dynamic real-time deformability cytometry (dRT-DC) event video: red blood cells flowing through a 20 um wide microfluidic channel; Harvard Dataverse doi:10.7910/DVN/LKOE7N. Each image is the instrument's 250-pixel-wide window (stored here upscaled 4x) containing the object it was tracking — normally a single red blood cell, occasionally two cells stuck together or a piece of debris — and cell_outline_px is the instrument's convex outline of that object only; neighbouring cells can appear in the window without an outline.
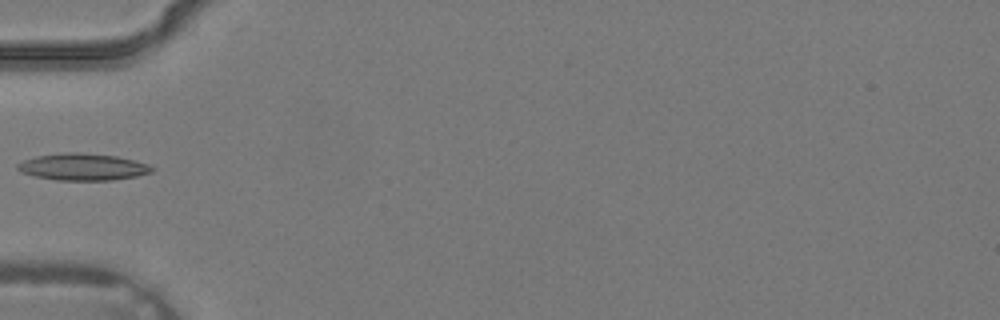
{"species": "common noctule bat (a hibernating species)", "species_latin": "Nyctalus noctula", "temperature_condition": "warm", "stored_images_in_passage": 4, "camera_frame_rate_fps": 3000, "um_per_image_px": 0.085, "animal": {"sex": "male", "body_mass_g": 19.2, "forearm_length_mm": 51.8}, "frame": {"image": 1, "passage_image": 4, "time_ms": 1.0, "image_size_px": [1000, 320], "cell_outline_px": [[156, 168], [152, 172], [136, 176], [112, 180], [56, 180], [32, 176], [20, 172], [16, 168], [16, 164], [24, 160], [36, 156], [64, 152], [80, 152], [116, 156], [136, 160], [148, 164]], "centroid_in_image_um": [7.03, 14.18], "position_along_channel_um": 78.0, "area_um2": 21.27}}